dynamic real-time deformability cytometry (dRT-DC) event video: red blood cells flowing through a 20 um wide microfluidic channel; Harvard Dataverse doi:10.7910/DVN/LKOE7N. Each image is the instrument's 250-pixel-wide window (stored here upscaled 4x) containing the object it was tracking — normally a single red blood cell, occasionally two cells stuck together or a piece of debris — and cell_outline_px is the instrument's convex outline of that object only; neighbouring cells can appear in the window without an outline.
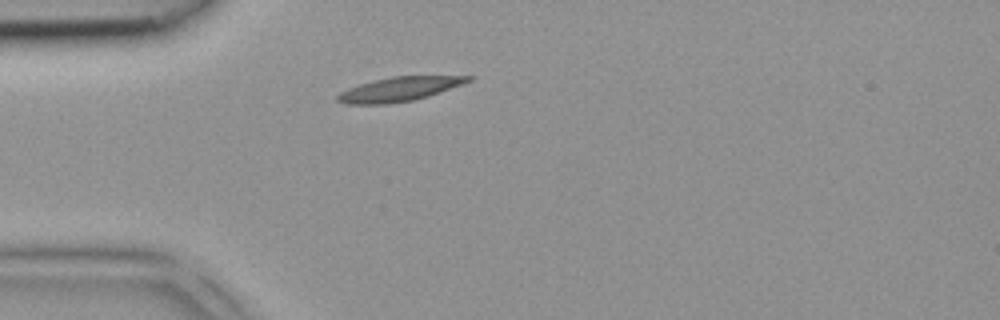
{"species": "common noctule bat (a hibernating species)", "species_latin": "Nyctalus noctula", "temperature_condition": "room temperature", "stored_images_in_passage": 1, "camera_frame_rate_fps": 3000, "um_per_image_px": 0.085, "animal": {"sex": "female", "body_mass_g": 18.4}, "frame": {"image": 1, "passage_image": 1, "time_ms": 0.0, "image_size_px": [1000, 320], "cell_outline_px": [[476, 76], [472, 80], [428, 96], [412, 100], [388, 104], [344, 104], [336, 100], [336, 96], [340, 92], [348, 88], [360, 84], [392, 76]], "centroid_in_image_um": [33.9, 7.58], "position_along_channel_um": 51.1, "area_um2": 18.21}}